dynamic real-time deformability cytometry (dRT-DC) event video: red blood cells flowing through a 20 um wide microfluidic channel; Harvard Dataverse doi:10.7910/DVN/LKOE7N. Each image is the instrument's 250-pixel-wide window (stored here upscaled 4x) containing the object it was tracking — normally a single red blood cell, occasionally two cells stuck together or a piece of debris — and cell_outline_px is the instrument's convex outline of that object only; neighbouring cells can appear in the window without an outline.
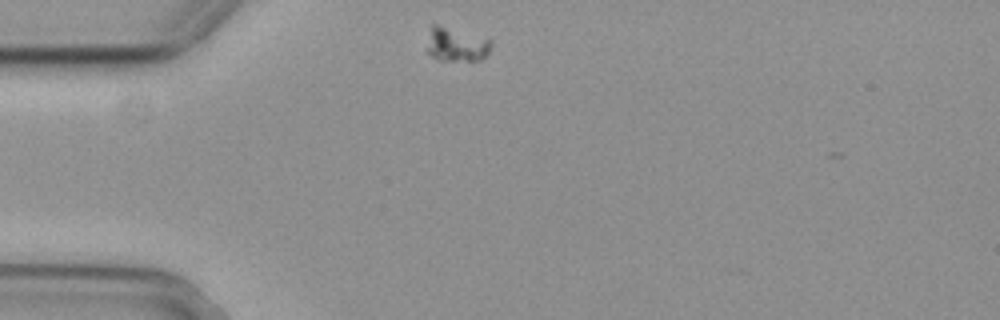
{"species": "common noctule bat (a hibernating species)", "species_latin": "Nyctalus noctula", "temperature_condition": "cold", "stored_images_in_passage": 2, "camera_frame_rate_fps": 3000, "um_per_image_px": 0.085, "animal": {"sex": "female", "body_mass_g": 29.2, "forearm_length_mm": 56.3}, "frame": {"image": 1, "passage_image": 1, "time_ms": 0.0, "image_size_px": [1000, 320], "cell_outline_px": [[492, 44], [488, 52], [480, 60], [440, 60], [432, 56], [428, 52], [428, 48], [432, 24], [436, 24], [492, 40]], "centroid_in_image_um": [38.82, 3.8], "position_along_channel_um": 46.2, "area_um2": 12.2}}